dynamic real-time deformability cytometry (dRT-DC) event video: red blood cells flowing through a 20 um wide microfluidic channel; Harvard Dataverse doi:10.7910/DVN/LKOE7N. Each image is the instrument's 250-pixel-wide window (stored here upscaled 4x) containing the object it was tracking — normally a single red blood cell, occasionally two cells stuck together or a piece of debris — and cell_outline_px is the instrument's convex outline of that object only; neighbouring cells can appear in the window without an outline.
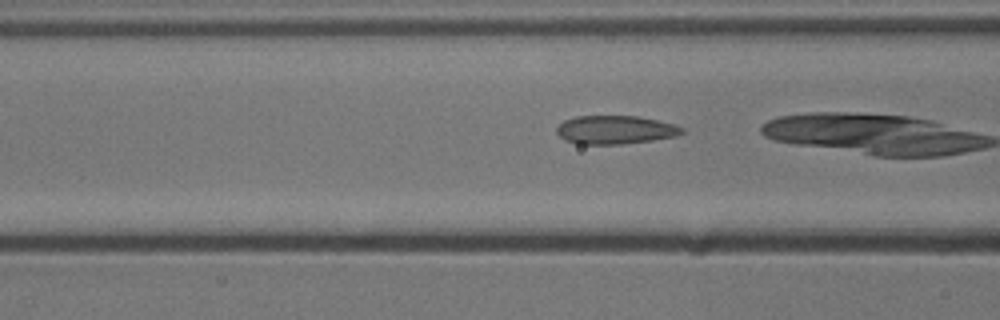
{"species": "common noctule bat (a hibernating species)", "species_latin": "Nyctalus noctula", "temperature_condition": "cold", "stored_images_in_passage": 10, "camera_frame_rate_fps": 3000, "um_per_image_px": 0.085, "animal": {"sex": "male", "body_mass_g": 13.3}, "frame": {"image": 1, "passage_image": 5, "time_ms": 1.333, "image_size_px": [1000, 320], "cell_outline_px": [[684, 132], [676, 136], [652, 140], [620, 144], [576, 144], [564, 140], [556, 132], [556, 128], [564, 120], [576, 116], [636, 116], [656, 120], [672, 124], [684, 128]], "centroid_in_image_um": [52.26, 11.04], "position_along_channel_um": 114.3, "area_um2": 20.69}}